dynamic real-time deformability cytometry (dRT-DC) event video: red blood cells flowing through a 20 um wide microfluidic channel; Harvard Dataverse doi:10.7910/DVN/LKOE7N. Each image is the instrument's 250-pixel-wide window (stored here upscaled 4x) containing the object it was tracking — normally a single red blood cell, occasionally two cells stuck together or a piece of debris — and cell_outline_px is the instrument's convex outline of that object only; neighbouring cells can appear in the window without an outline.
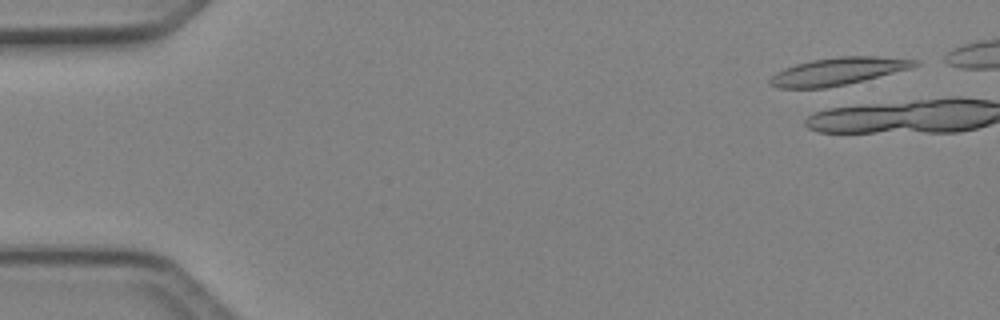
{"species": "Egyptian fruit bat (a non-hibernating species)", "species_latin": "Rousettus aegyptiacus", "temperature_condition": "cold", "stored_images_in_passage": 4, "camera_frame_rate_fps": 3000, "um_per_image_px": 0.085, "animal": {"sex": "female"}, "frame": {"image": 1, "passage_image": 2, "time_ms": 0.333, "image_size_px": [1000, 320], "cell_outline_px": [[920, 64], [912, 68], [864, 80], [824, 88], [776, 88], [768, 84], [768, 80], [776, 72], [784, 68], [796, 64], [812, 60], [836, 56], [876, 56], [920, 60]], "centroid_in_image_um": [71.22, 6.05], "position_along_channel_um": 13.8, "area_um2": 23.24}}